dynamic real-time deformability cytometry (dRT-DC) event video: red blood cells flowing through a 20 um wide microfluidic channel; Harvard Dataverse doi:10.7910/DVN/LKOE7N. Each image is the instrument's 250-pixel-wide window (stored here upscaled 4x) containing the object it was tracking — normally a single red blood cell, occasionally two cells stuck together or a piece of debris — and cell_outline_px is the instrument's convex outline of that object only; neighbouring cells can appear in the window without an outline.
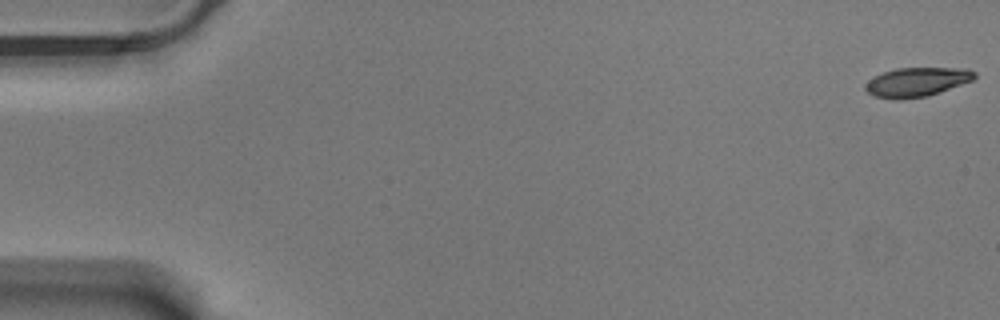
{"species": "Egyptian fruit bat (a non-hibernating species)", "species_latin": "Rousettus aegyptiacus", "temperature_condition": "warm", "stored_images_in_passage": 59, "camera_frame_rate_fps": 3000, "um_per_image_px": 0.085, "animal": {"sex": "male"}, "frame": {"image": 1, "passage_image": 1, "time_ms": 0.0, "image_size_px": [1000, 320], "cell_outline_px": [[976, 76], [972, 80], [928, 96], [896, 100], [876, 96], [868, 92], [864, 88], [864, 84], [868, 80], [884, 72], [896, 68], [968, 68], [976, 72]], "centroid_in_image_um": [77.92, 6.97], "position_along_channel_um": 7.1, "area_um2": 18.44}}
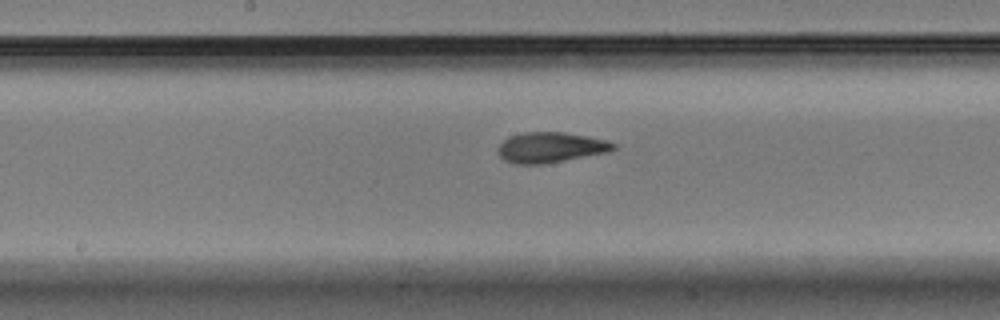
{"frame": {"image": 2, "passage_image": 31, "time_ms": 10.0, "image_size_px": [1000, 320], "cell_outline_px": [[616, 148], [608, 152], [544, 164], [512, 164], [504, 160], [496, 152], [500, 144], [504, 140], [512, 136], [528, 132], [560, 132], [584, 136], [604, 140], [616, 144]], "centroid_in_image_um": [46.76, 12.55], "position_along_channel_um": 201.4, "area_um2": 20.17}}
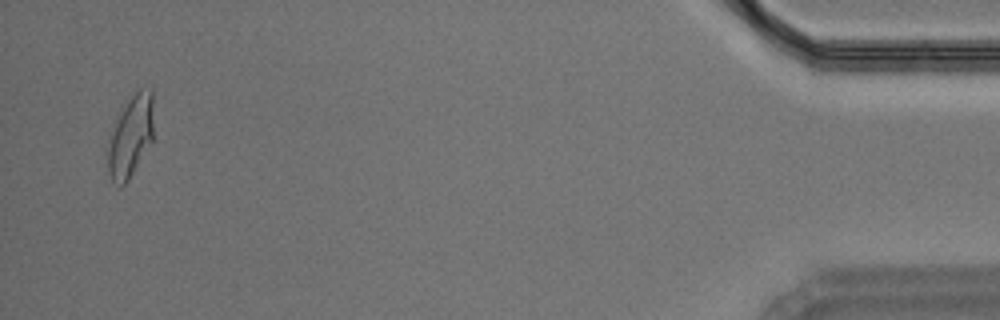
{"frame": {"image": 3, "passage_image": 57, "time_ms": 18.667, "image_size_px": [1000, 320], "cell_outline_px": [[152, 140], [128, 180], [120, 188], [112, 180], [108, 172], [104, 148], [128, 100], [140, 88], [152, 88]], "centroid_in_image_um": [11.06, 11.64], "position_along_channel_um": 424.1, "area_um2": 21.44}, "authors_computed_cell_mechanics": {"area_um2": 20.0566, "velocity_mm_per_s": 3.4986, "shape_relaxation_time_tau1_ms": 4.9871, "shape_relaxation_time_tau2_ms": 1.504, "deformation_change_tau1": 0.1916, "deformation_change_tau2": 0.0856}}